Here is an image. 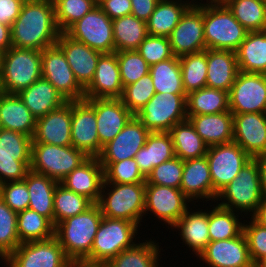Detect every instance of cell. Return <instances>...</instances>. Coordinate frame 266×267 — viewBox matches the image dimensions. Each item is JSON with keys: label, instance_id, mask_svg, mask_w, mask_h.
I'll return each instance as SVG.
<instances>
[{"label": "cell", "instance_id": "be15d7a7", "mask_svg": "<svg viewBox=\"0 0 266 267\" xmlns=\"http://www.w3.org/2000/svg\"><path fill=\"white\" fill-rule=\"evenodd\" d=\"M68 267H109L107 262L90 261L86 259L70 260Z\"/></svg>", "mask_w": 266, "mask_h": 267}, {"label": "cell", "instance_id": "83f0119b", "mask_svg": "<svg viewBox=\"0 0 266 267\" xmlns=\"http://www.w3.org/2000/svg\"><path fill=\"white\" fill-rule=\"evenodd\" d=\"M206 56V87L229 92L239 73L236 52L206 49Z\"/></svg>", "mask_w": 266, "mask_h": 267}, {"label": "cell", "instance_id": "db71d44e", "mask_svg": "<svg viewBox=\"0 0 266 267\" xmlns=\"http://www.w3.org/2000/svg\"><path fill=\"white\" fill-rule=\"evenodd\" d=\"M149 66L173 58L169 37L147 35L137 49Z\"/></svg>", "mask_w": 266, "mask_h": 267}, {"label": "cell", "instance_id": "3957f363", "mask_svg": "<svg viewBox=\"0 0 266 267\" xmlns=\"http://www.w3.org/2000/svg\"><path fill=\"white\" fill-rule=\"evenodd\" d=\"M41 52L11 47L0 56V91L18 94L42 77Z\"/></svg>", "mask_w": 266, "mask_h": 267}, {"label": "cell", "instance_id": "e0dca14e", "mask_svg": "<svg viewBox=\"0 0 266 267\" xmlns=\"http://www.w3.org/2000/svg\"><path fill=\"white\" fill-rule=\"evenodd\" d=\"M191 202L181 189L146 184L144 215L152 212L154 217L172 226L183 216ZM148 211V212H147ZM147 213V214H146Z\"/></svg>", "mask_w": 266, "mask_h": 267}, {"label": "cell", "instance_id": "7bdbcfd3", "mask_svg": "<svg viewBox=\"0 0 266 267\" xmlns=\"http://www.w3.org/2000/svg\"><path fill=\"white\" fill-rule=\"evenodd\" d=\"M208 210V232L210 241L232 239L243 232V223L240 222L235 211L223 208L216 204ZM237 215V216H236Z\"/></svg>", "mask_w": 266, "mask_h": 267}, {"label": "cell", "instance_id": "b9f144b4", "mask_svg": "<svg viewBox=\"0 0 266 267\" xmlns=\"http://www.w3.org/2000/svg\"><path fill=\"white\" fill-rule=\"evenodd\" d=\"M53 223L31 209L17 213V233L20 243L46 240L54 236Z\"/></svg>", "mask_w": 266, "mask_h": 267}, {"label": "cell", "instance_id": "484cf974", "mask_svg": "<svg viewBox=\"0 0 266 267\" xmlns=\"http://www.w3.org/2000/svg\"><path fill=\"white\" fill-rule=\"evenodd\" d=\"M104 182V169L98 157H88L60 183L67 189L98 203Z\"/></svg>", "mask_w": 266, "mask_h": 267}, {"label": "cell", "instance_id": "5bb4252c", "mask_svg": "<svg viewBox=\"0 0 266 267\" xmlns=\"http://www.w3.org/2000/svg\"><path fill=\"white\" fill-rule=\"evenodd\" d=\"M228 99L233 114L266 113V74L239 71Z\"/></svg>", "mask_w": 266, "mask_h": 267}, {"label": "cell", "instance_id": "f1b7e54d", "mask_svg": "<svg viewBox=\"0 0 266 267\" xmlns=\"http://www.w3.org/2000/svg\"><path fill=\"white\" fill-rule=\"evenodd\" d=\"M36 120L18 94L0 91V128L17 131L33 138Z\"/></svg>", "mask_w": 266, "mask_h": 267}, {"label": "cell", "instance_id": "a7ac6f4b", "mask_svg": "<svg viewBox=\"0 0 266 267\" xmlns=\"http://www.w3.org/2000/svg\"><path fill=\"white\" fill-rule=\"evenodd\" d=\"M2 259L3 262L7 263V256L0 250V260Z\"/></svg>", "mask_w": 266, "mask_h": 267}, {"label": "cell", "instance_id": "7402d4cb", "mask_svg": "<svg viewBox=\"0 0 266 267\" xmlns=\"http://www.w3.org/2000/svg\"><path fill=\"white\" fill-rule=\"evenodd\" d=\"M233 141L251 158L266 155V113L233 114Z\"/></svg>", "mask_w": 266, "mask_h": 267}, {"label": "cell", "instance_id": "6da1fadb", "mask_svg": "<svg viewBox=\"0 0 266 267\" xmlns=\"http://www.w3.org/2000/svg\"><path fill=\"white\" fill-rule=\"evenodd\" d=\"M60 33L52 1L25 0L11 26L12 46L43 51L56 45Z\"/></svg>", "mask_w": 266, "mask_h": 267}, {"label": "cell", "instance_id": "e7e4bbea", "mask_svg": "<svg viewBox=\"0 0 266 267\" xmlns=\"http://www.w3.org/2000/svg\"><path fill=\"white\" fill-rule=\"evenodd\" d=\"M252 218L259 224L266 226V197L258 205L256 212L251 215Z\"/></svg>", "mask_w": 266, "mask_h": 267}, {"label": "cell", "instance_id": "681fc988", "mask_svg": "<svg viewBox=\"0 0 266 267\" xmlns=\"http://www.w3.org/2000/svg\"><path fill=\"white\" fill-rule=\"evenodd\" d=\"M154 95L155 88L151 75L148 73L138 81L125 86L120 99L128 110L136 115Z\"/></svg>", "mask_w": 266, "mask_h": 267}, {"label": "cell", "instance_id": "1f68e13d", "mask_svg": "<svg viewBox=\"0 0 266 267\" xmlns=\"http://www.w3.org/2000/svg\"><path fill=\"white\" fill-rule=\"evenodd\" d=\"M175 157L173 140L169 132H151L146 144L136 153L135 160L142 172L147 176L153 168Z\"/></svg>", "mask_w": 266, "mask_h": 267}, {"label": "cell", "instance_id": "30bf717a", "mask_svg": "<svg viewBox=\"0 0 266 267\" xmlns=\"http://www.w3.org/2000/svg\"><path fill=\"white\" fill-rule=\"evenodd\" d=\"M32 138L0 128V184L21 181L30 171Z\"/></svg>", "mask_w": 266, "mask_h": 267}, {"label": "cell", "instance_id": "f6af8a7d", "mask_svg": "<svg viewBox=\"0 0 266 267\" xmlns=\"http://www.w3.org/2000/svg\"><path fill=\"white\" fill-rule=\"evenodd\" d=\"M227 7L248 32L266 30V3L264 0H235Z\"/></svg>", "mask_w": 266, "mask_h": 267}, {"label": "cell", "instance_id": "7c38bea8", "mask_svg": "<svg viewBox=\"0 0 266 267\" xmlns=\"http://www.w3.org/2000/svg\"><path fill=\"white\" fill-rule=\"evenodd\" d=\"M111 20L97 5L74 23L65 33L101 53H114L115 43Z\"/></svg>", "mask_w": 266, "mask_h": 267}, {"label": "cell", "instance_id": "277c9868", "mask_svg": "<svg viewBox=\"0 0 266 267\" xmlns=\"http://www.w3.org/2000/svg\"><path fill=\"white\" fill-rule=\"evenodd\" d=\"M145 188L146 182L125 184L103 182L97 203L102 215L110 219H125L140 227L145 209Z\"/></svg>", "mask_w": 266, "mask_h": 267}, {"label": "cell", "instance_id": "ba28073f", "mask_svg": "<svg viewBox=\"0 0 266 267\" xmlns=\"http://www.w3.org/2000/svg\"><path fill=\"white\" fill-rule=\"evenodd\" d=\"M139 226L125 219L102 218L86 260L108 262L125 249L133 247ZM135 239V240H134Z\"/></svg>", "mask_w": 266, "mask_h": 267}, {"label": "cell", "instance_id": "52a82bcc", "mask_svg": "<svg viewBox=\"0 0 266 267\" xmlns=\"http://www.w3.org/2000/svg\"><path fill=\"white\" fill-rule=\"evenodd\" d=\"M87 158L73 146L32 143L30 170L60 183Z\"/></svg>", "mask_w": 266, "mask_h": 267}, {"label": "cell", "instance_id": "4dcf8cb0", "mask_svg": "<svg viewBox=\"0 0 266 267\" xmlns=\"http://www.w3.org/2000/svg\"><path fill=\"white\" fill-rule=\"evenodd\" d=\"M18 96L36 119L67 102L55 87L42 77L19 92Z\"/></svg>", "mask_w": 266, "mask_h": 267}, {"label": "cell", "instance_id": "7dc6e473", "mask_svg": "<svg viewBox=\"0 0 266 267\" xmlns=\"http://www.w3.org/2000/svg\"><path fill=\"white\" fill-rule=\"evenodd\" d=\"M55 19L61 33L91 12L98 0H54Z\"/></svg>", "mask_w": 266, "mask_h": 267}, {"label": "cell", "instance_id": "4fadbf2b", "mask_svg": "<svg viewBox=\"0 0 266 267\" xmlns=\"http://www.w3.org/2000/svg\"><path fill=\"white\" fill-rule=\"evenodd\" d=\"M70 259L55 236L20 243L7 257L6 267H68Z\"/></svg>", "mask_w": 266, "mask_h": 267}, {"label": "cell", "instance_id": "d4e9b609", "mask_svg": "<svg viewBox=\"0 0 266 267\" xmlns=\"http://www.w3.org/2000/svg\"><path fill=\"white\" fill-rule=\"evenodd\" d=\"M123 89L117 54L103 53L91 83L84 89V99L121 98Z\"/></svg>", "mask_w": 266, "mask_h": 267}, {"label": "cell", "instance_id": "ee69618b", "mask_svg": "<svg viewBox=\"0 0 266 267\" xmlns=\"http://www.w3.org/2000/svg\"><path fill=\"white\" fill-rule=\"evenodd\" d=\"M94 203L86 196L77 194L58 183L54 191V226L80 213L85 212Z\"/></svg>", "mask_w": 266, "mask_h": 267}, {"label": "cell", "instance_id": "4316f807", "mask_svg": "<svg viewBox=\"0 0 266 267\" xmlns=\"http://www.w3.org/2000/svg\"><path fill=\"white\" fill-rule=\"evenodd\" d=\"M180 189L190 201L205 199L213 202V184L206 155L183 161Z\"/></svg>", "mask_w": 266, "mask_h": 267}, {"label": "cell", "instance_id": "2e32d148", "mask_svg": "<svg viewBox=\"0 0 266 267\" xmlns=\"http://www.w3.org/2000/svg\"><path fill=\"white\" fill-rule=\"evenodd\" d=\"M172 53L180 57L206 49L203 3L192 4L169 36Z\"/></svg>", "mask_w": 266, "mask_h": 267}, {"label": "cell", "instance_id": "44dd1931", "mask_svg": "<svg viewBox=\"0 0 266 267\" xmlns=\"http://www.w3.org/2000/svg\"><path fill=\"white\" fill-rule=\"evenodd\" d=\"M95 110L99 142L113 140L134 116L120 98L85 99Z\"/></svg>", "mask_w": 266, "mask_h": 267}, {"label": "cell", "instance_id": "74e56055", "mask_svg": "<svg viewBox=\"0 0 266 267\" xmlns=\"http://www.w3.org/2000/svg\"><path fill=\"white\" fill-rule=\"evenodd\" d=\"M115 52L137 50L148 35L147 24L134 15H126L113 20Z\"/></svg>", "mask_w": 266, "mask_h": 267}, {"label": "cell", "instance_id": "8992f818", "mask_svg": "<svg viewBox=\"0 0 266 267\" xmlns=\"http://www.w3.org/2000/svg\"><path fill=\"white\" fill-rule=\"evenodd\" d=\"M264 198L257 160L252 158L244 165L239 174L217 195L216 201L219 206L244 214H254L258 205Z\"/></svg>", "mask_w": 266, "mask_h": 267}, {"label": "cell", "instance_id": "5b68a950", "mask_svg": "<svg viewBox=\"0 0 266 267\" xmlns=\"http://www.w3.org/2000/svg\"><path fill=\"white\" fill-rule=\"evenodd\" d=\"M203 23L206 49L236 52L248 33L227 6L212 1L203 4Z\"/></svg>", "mask_w": 266, "mask_h": 267}, {"label": "cell", "instance_id": "94428289", "mask_svg": "<svg viewBox=\"0 0 266 267\" xmlns=\"http://www.w3.org/2000/svg\"><path fill=\"white\" fill-rule=\"evenodd\" d=\"M12 47L11 27L0 23V54Z\"/></svg>", "mask_w": 266, "mask_h": 267}, {"label": "cell", "instance_id": "f907efd6", "mask_svg": "<svg viewBox=\"0 0 266 267\" xmlns=\"http://www.w3.org/2000/svg\"><path fill=\"white\" fill-rule=\"evenodd\" d=\"M117 60L123 87L138 81L147 75L150 66L137 50L118 51Z\"/></svg>", "mask_w": 266, "mask_h": 267}, {"label": "cell", "instance_id": "ffe728a7", "mask_svg": "<svg viewBox=\"0 0 266 267\" xmlns=\"http://www.w3.org/2000/svg\"><path fill=\"white\" fill-rule=\"evenodd\" d=\"M198 257L209 267H254L243 232L232 239L210 241Z\"/></svg>", "mask_w": 266, "mask_h": 267}, {"label": "cell", "instance_id": "d590c367", "mask_svg": "<svg viewBox=\"0 0 266 267\" xmlns=\"http://www.w3.org/2000/svg\"><path fill=\"white\" fill-rule=\"evenodd\" d=\"M236 55L239 71L266 74V30L248 32Z\"/></svg>", "mask_w": 266, "mask_h": 267}, {"label": "cell", "instance_id": "03108f58", "mask_svg": "<svg viewBox=\"0 0 266 267\" xmlns=\"http://www.w3.org/2000/svg\"><path fill=\"white\" fill-rule=\"evenodd\" d=\"M214 4L220 5V6H227L231 2L235 0H211Z\"/></svg>", "mask_w": 266, "mask_h": 267}, {"label": "cell", "instance_id": "9a60e30c", "mask_svg": "<svg viewBox=\"0 0 266 267\" xmlns=\"http://www.w3.org/2000/svg\"><path fill=\"white\" fill-rule=\"evenodd\" d=\"M41 59L42 78L49 81L67 101L84 99L85 91L76 81L63 51L57 45L45 48Z\"/></svg>", "mask_w": 266, "mask_h": 267}, {"label": "cell", "instance_id": "8d00e7d4", "mask_svg": "<svg viewBox=\"0 0 266 267\" xmlns=\"http://www.w3.org/2000/svg\"><path fill=\"white\" fill-rule=\"evenodd\" d=\"M174 147V154L183 161L205 156L208 145L197 134L187 119L174 125L169 131Z\"/></svg>", "mask_w": 266, "mask_h": 267}, {"label": "cell", "instance_id": "603a6c76", "mask_svg": "<svg viewBox=\"0 0 266 267\" xmlns=\"http://www.w3.org/2000/svg\"><path fill=\"white\" fill-rule=\"evenodd\" d=\"M71 122L72 101H67L61 107L36 120L32 143L72 146Z\"/></svg>", "mask_w": 266, "mask_h": 267}, {"label": "cell", "instance_id": "60d3db41", "mask_svg": "<svg viewBox=\"0 0 266 267\" xmlns=\"http://www.w3.org/2000/svg\"><path fill=\"white\" fill-rule=\"evenodd\" d=\"M149 74L155 93L186 94L179 57L174 56L150 66Z\"/></svg>", "mask_w": 266, "mask_h": 267}, {"label": "cell", "instance_id": "816d5d0a", "mask_svg": "<svg viewBox=\"0 0 266 267\" xmlns=\"http://www.w3.org/2000/svg\"><path fill=\"white\" fill-rule=\"evenodd\" d=\"M19 244L17 213L0 198V250L8 257Z\"/></svg>", "mask_w": 266, "mask_h": 267}, {"label": "cell", "instance_id": "c3c4849f", "mask_svg": "<svg viewBox=\"0 0 266 267\" xmlns=\"http://www.w3.org/2000/svg\"><path fill=\"white\" fill-rule=\"evenodd\" d=\"M104 169V182L125 184L146 182L134 158L113 163H100Z\"/></svg>", "mask_w": 266, "mask_h": 267}, {"label": "cell", "instance_id": "89a4df30", "mask_svg": "<svg viewBox=\"0 0 266 267\" xmlns=\"http://www.w3.org/2000/svg\"><path fill=\"white\" fill-rule=\"evenodd\" d=\"M196 1H197V2H196ZM207 1H208V0H207ZM209 1H211V0H209ZM190 2H191L192 4L199 3L198 0H191Z\"/></svg>", "mask_w": 266, "mask_h": 267}, {"label": "cell", "instance_id": "ac0fdd59", "mask_svg": "<svg viewBox=\"0 0 266 267\" xmlns=\"http://www.w3.org/2000/svg\"><path fill=\"white\" fill-rule=\"evenodd\" d=\"M72 146L88 157H98L103 146L99 142L96 113L85 100L72 101Z\"/></svg>", "mask_w": 266, "mask_h": 267}, {"label": "cell", "instance_id": "6f0895ef", "mask_svg": "<svg viewBox=\"0 0 266 267\" xmlns=\"http://www.w3.org/2000/svg\"><path fill=\"white\" fill-rule=\"evenodd\" d=\"M98 6L111 20L130 15L132 11L131 0H98Z\"/></svg>", "mask_w": 266, "mask_h": 267}, {"label": "cell", "instance_id": "6125c7cd", "mask_svg": "<svg viewBox=\"0 0 266 267\" xmlns=\"http://www.w3.org/2000/svg\"><path fill=\"white\" fill-rule=\"evenodd\" d=\"M259 169L260 184L263 196L266 197V155L255 157Z\"/></svg>", "mask_w": 266, "mask_h": 267}, {"label": "cell", "instance_id": "003e7915", "mask_svg": "<svg viewBox=\"0 0 266 267\" xmlns=\"http://www.w3.org/2000/svg\"><path fill=\"white\" fill-rule=\"evenodd\" d=\"M254 267H266V257L259 260Z\"/></svg>", "mask_w": 266, "mask_h": 267}, {"label": "cell", "instance_id": "ab89813d", "mask_svg": "<svg viewBox=\"0 0 266 267\" xmlns=\"http://www.w3.org/2000/svg\"><path fill=\"white\" fill-rule=\"evenodd\" d=\"M158 244L154 239L142 243L139 241L110 259L107 264L109 267H159L161 249Z\"/></svg>", "mask_w": 266, "mask_h": 267}, {"label": "cell", "instance_id": "9c48e42d", "mask_svg": "<svg viewBox=\"0 0 266 267\" xmlns=\"http://www.w3.org/2000/svg\"><path fill=\"white\" fill-rule=\"evenodd\" d=\"M187 94L155 93L135 115L150 132H169L187 120Z\"/></svg>", "mask_w": 266, "mask_h": 267}, {"label": "cell", "instance_id": "f5cc1de1", "mask_svg": "<svg viewBox=\"0 0 266 267\" xmlns=\"http://www.w3.org/2000/svg\"><path fill=\"white\" fill-rule=\"evenodd\" d=\"M183 160L173 157L153 168L146 178V184H154L180 189Z\"/></svg>", "mask_w": 266, "mask_h": 267}, {"label": "cell", "instance_id": "8fae6325", "mask_svg": "<svg viewBox=\"0 0 266 267\" xmlns=\"http://www.w3.org/2000/svg\"><path fill=\"white\" fill-rule=\"evenodd\" d=\"M206 158L209 163L213 184V200L218 193L239 174L252 158L236 142L208 147Z\"/></svg>", "mask_w": 266, "mask_h": 267}, {"label": "cell", "instance_id": "e575fe53", "mask_svg": "<svg viewBox=\"0 0 266 267\" xmlns=\"http://www.w3.org/2000/svg\"><path fill=\"white\" fill-rule=\"evenodd\" d=\"M191 5L189 0H159L146 21L148 35L169 37Z\"/></svg>", "mask_w": 266, "mask_h": 267}, {"label": "cell", "instance_id": "91938a15", "mask_svg": "<svg viewBox=\"0 0 266 267\" xmlns=\"http://www.w3.org/2000/svg\"><path fill=\"white\" fill-rule=\"evenodd\" d=\"M158 1L159 0H131V14L146 22L155 10Z\"/></svg>", "mask_w": 266, "mask_h": 267}, {"label": "cell", "instance_id": "f35d334b", "mask_svg": "<svg viewBox=\"0 0 266 267\" xmlns=\"http://www.w3.org/2000/svg\"><path fill=\"white\" fill-rule=\"evenodd\" d=\"M187 117L229 111L228 92L204 87L190 92L186 98Z\"/></svg>", "mask_w": 266, "mask_h": 267}, {"label": "cell", "instance_id": "11a10c76", "mask_svg": "<svg viewBox=\"0 0 266 267\" xmlns=\"http://www.w3.org/2000/svg\"><path fill=\"white\" fill-rule=\"evenodd\" d=\"M0 198L14 212L19 213L29 206V192L24 180L0 184Z\"/></svg>", "mask_w": 266, "mask_h": 267}, {"label": "cell", "instance_id": "d6a6232c", "mask_svg": "<svg viewBox=\"0 0 266 267\" xmlns=\"http://www.w3.org/2000/svg\"><path fill=\"white\" fill-rule=\"evenodd\" d=\"M202 210L190 212L187 209L183 216L172 226L180 231L179 235H181L182 243L185 246L187 245L196 256H199L210 242L208 210L207 212Z\"/></svg>", "mask_w": 266, "mask_h": 267}, {"label": "cell", "instance_id": "d6986e66", "mask_svg": "<svg viewBox=\"0 0 266 267\" xmlns=\"http://www.w3.org/2000/svg\"><path fill=\"white\" fill-rule=\"evenodd\" d=\"M150 133L134 115L120 133L103 146L98 156L100 163H113L135 158L136 153L146 144Z\"/></svg>", "mask_w": 266, "mask_h": 267}, {"label": "cell", "instance_id": "bcb514c9", "mask_svg": "<svg viewBox=\"0 0 266 267\" xmlns=\"http://www.w3.org/2000/svg\"><path fill=\"white\" fill-rule=\"evenodd\" d=\"M179 61L182 72L183 88L187 95L190 92L206 87V49L197 53L180 56Z\"/></svg>", "mask_w": 266, "mask_h": 267}, {"label": "cell", "instance_id": "836d02e7", "mask_svg": "<svg viewBox=\"0 0 266 267\" xmlns=\"http://www.w3.org/2000/svg\"><path fill=\"white\" fill-rule=\"evenodd\" d=\"M23 180L30 197L28 208L47 217L54 225V191L59 182L31 170Z\"/></svg>", "mask_w": 266, "mask_h": 267}, {"label": "cell", "instance_id": "cb8c5ba5", "mask_svg": "<svg viewBox=\"0 0 266 267\" xmlns=\"http://www.w3.org/2000/svg\"><path fill=\"white\" fill-rule=\"evenodd\" d=\"M56 45L63 51L76 81L85 89L91 83L103 53L72 39L66 33H60Z\"/></svg>", "mask_w": 266, "mask_h": 267}, {"label": "cell", "instance_id": "9f6ffc18", "mask_svg": "<svg viewBox=\"0 0 266 267\" xmlns=\"http://www.w3.org/2000/svg\"><path fill=\"white\" fill-rule=\"evenodd\" d=\"M243 233L247 240L251 261L255 265L266 257V226L251 217L248 224L243 223Z\"/></svg>", "mask_w": 266, "mask_h": 267}, {"label": "cell", "instance_id": "680465c9", "mask_svg": "<svg viewBox=\"0 0 266 267\" xmlns=\"http://www.w3.org/2000/svg\"><path fill=\"white\" fill-rule=\"evenodd\" d=\"M25 0H0V23L12 26Z\"/></svg>", "mask_w": 266, "mask_h": 267}, {"label": "cell", "instance_id": "f546056e", "mask_svg": "<svg viewBox=\"0 0 266 267\" xmlns=\"http://www.w3.org/2000/svg\"><path fill=\"white\" fill-rule=\"evenodd\" d=\"M187 119L208 146L233 142V113L192 115Z\"/></svg>", "mask_w": 266, "mask_h": 267}, {"label": "cell", "instance_id": "7a4b0ae2", "mask_svg": "<svg viewBox=\"0 0 266 267\" xmlns=\"http://www.w3.org/2000/svg\"><path fill=\"white\" fill-rule=\"evenodd\" d=\"M102 218L99 205L94 203L85 212L55 225L54 236L70 260L86 259L90 255Z\"/></svg>", "mask_w": 266, "mask_h": 267}]
</instances>
